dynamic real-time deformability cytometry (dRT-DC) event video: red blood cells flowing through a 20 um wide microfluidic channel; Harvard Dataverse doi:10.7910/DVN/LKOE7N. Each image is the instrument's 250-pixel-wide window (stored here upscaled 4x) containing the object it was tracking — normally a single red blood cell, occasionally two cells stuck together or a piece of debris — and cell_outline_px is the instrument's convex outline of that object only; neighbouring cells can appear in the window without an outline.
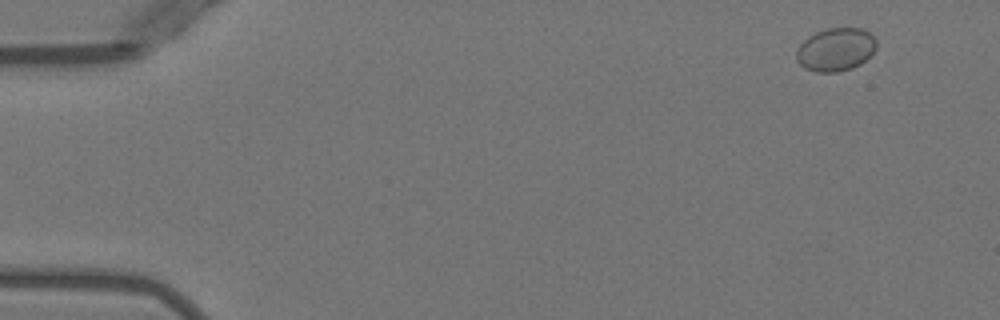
{"species": "Egyptian fruit bat (a non-hibernating species)", "species_latin": "Rousettus aegyptiacus", "temperature_condition": "warm", "stored_images_in_passage": 4, "camera_frame_rate_fps": 3000, "um_per_image_px": 0.085, "animal": {"sex": "female"}, "frame": {"image": 1, "passage_image": 1, "time_ms": 0.0, "image_size_px": [1000, 320], "cell_outline_px": [[876, 48], [860, 64], [852, 68], [836, 72], [816, 72], [804, 68], [796, 60], [796, 48], [808, 36], [816, 32], [828, 28], [860, 28], [868, 32], [876, 40]], "centroid_in_image_um": [70.99, 4.21], "position_along_channel_um": 14.0, "area_um2": 20.06}}